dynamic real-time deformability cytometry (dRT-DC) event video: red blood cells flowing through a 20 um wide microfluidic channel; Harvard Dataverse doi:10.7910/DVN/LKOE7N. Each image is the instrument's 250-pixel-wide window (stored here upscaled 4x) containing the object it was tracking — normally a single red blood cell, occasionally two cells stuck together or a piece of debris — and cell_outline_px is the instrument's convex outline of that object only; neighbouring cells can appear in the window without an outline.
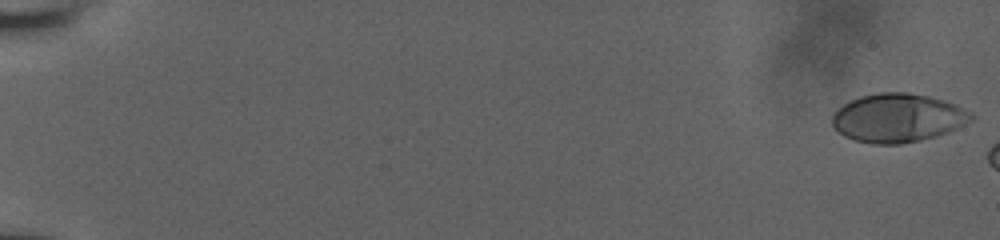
{"species": "human", "species_latin": "Homo sapiens", "temperature_condition": "room temperature", "stored_images_in_passage": 8, "camera_frame_rate_fps": 3000, "um_per_image_px": 0.085, "donor": {"sex": "male"}, "frame": {"image": 1, "passage_image": 1, "time_ms": 0.0, "image_size_px": [1000, 240], "cell_outline_px": [[976, 116], [972, 120], [956, 128], [936, 136], [920, 140], [900, 144], [872, 144], [856, 140], [844, 136], [832, 124], [832, 116], [844, 104], [860, 96], [880, 92], [908, 92], [928, 96], [944, 100], [956, 104], [972, 112]], "centroid_in_image_um": [76.35, 10.01], "position_along_channel_um": 8.7, "area_um2": 39.25}}